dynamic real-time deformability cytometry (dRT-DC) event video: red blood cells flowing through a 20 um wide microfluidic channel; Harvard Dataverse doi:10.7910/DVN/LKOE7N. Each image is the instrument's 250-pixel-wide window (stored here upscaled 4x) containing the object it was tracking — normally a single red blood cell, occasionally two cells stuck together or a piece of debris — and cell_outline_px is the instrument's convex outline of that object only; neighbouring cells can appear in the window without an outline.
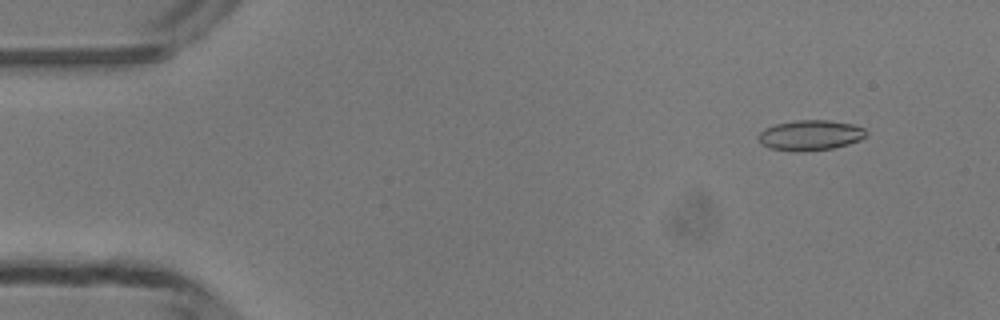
{"species": "common noctule bat (a hibernating species)", "species_latin": "Nyctalus noctula", "temperature_condition": "room temperature", "stored_images_in_passage": 49, "camera_frame_rate_fps": 3000, "um_per_image_px": 0.085, "animal": {"sex": "male", "body_mass_g": 13.3}, "frame": {"image": 1, "passage_image": 5, "time_ms": 1.333, "image_size_px": [1000, 320], "cell_outline_px": [[868, 132], [860, 140], [848, 144], [832, 148], [804, 152], [800, 152], [768, 148], [760, 144], [756, 136], [764, 128], [776, 124], [796, 120], [828, 120], [852, 124], [864, 128]], "centroid_in_image_um": [68.83, 11.5], "position_along_channel_um": 16.2, "area_um2": 19.19}}
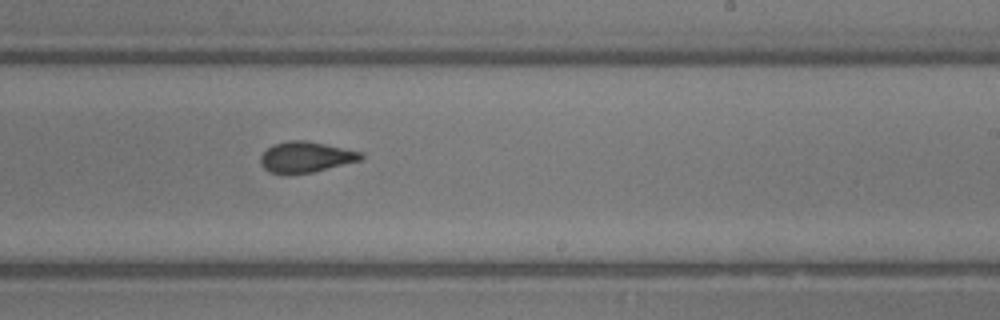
{"frame": {"image": 2, "passage_image": 30, "time_ms": 9.667, "image_size_px": [1000, 320], "cell_outline_px": [[364, 156], [360, 160], [312, 172], [288, 176], [268, 172], [260, 164], [260, 156], [272, 144], [288, 140], [304, 140], [364, 152]], "centroid_in_image_um": [25.94, 13.37], "position_along_channel_um": 263.1, "area_um2": 18.26}}
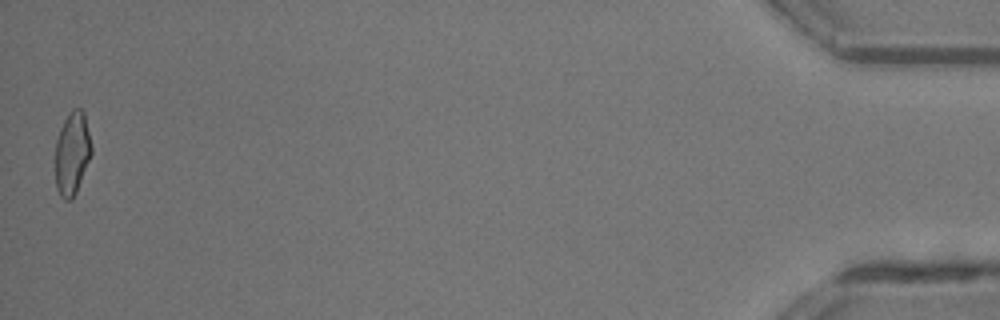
{"frame": {"image": 3, "passage_image": 49, "time_ms": 16.0, "image_size_px": [1000, 320], "cell_outline_px": [[92, 152], [76, 192], [72, 200], [64, 200], [60, 196], [56, 188], [56, 140], [60, 128], [64, 120], [72, 108], [80, 108], [84, 112], [92, 148]], "centroid_in_image_um": [6.13, 13.03], "position_along_channel_um": 429.1, "area_um2": 17.4}, "authors_computed_cell_mechanics": {"area_um2": 18.4382, "velocity_mm_per_s": 4.2133, "shape_relaxation_time_tau1_ms": null, "shape_relaxation_time_tau2_ms": 1.1327, "deformation_change_tau1": null, "deformation_change_tau2": 0.0748}}